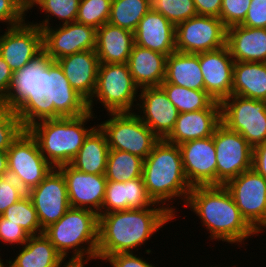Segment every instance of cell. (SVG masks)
<instances>
[{
	"mask_svg": "<svg viewBox=\"0 0 266 267\" xmlns=\"http://www.w3.org/2000/svg\"><path fill=\"white\" fill-rule=\"evenodd\" d=\"M160 86L179 113L207 109L214 102L205 90H193L170 83H161Z\"/></svg>",
	"mask_w": 266,
	"mask_h": 267,
	"instance_id": "35",
	"label": "cell"
},
{
	"mask_svg": "<svg viewBox=\"0 0 266 267\" xmlns=\"http://www.w3.org/2000/svg\"><path fill=\"white\" fill-rule=\"evenodd\" d=\"M155 204L148 195L143 178L126 182L107 181L99 215L128 209L149 208Z\"/></svg>",
	"mask_w": 266,
	"mask_h": 267,
	"instance_id": "23",
	"label": "cell"
},
{
	"mask_svg": "<svg viewBox=\"0 0 266 267\" xmlns=\"http://www.w3.org/2000/svg\"><path fill=\"white\" fill-rule=\"evenodd\" d=\"M6 265H7V263H6V264L3 263V260H2L1 257H0V267H6Z\"/></svg>",
	"mask_w": 266,
	"mask_h": 267,
	"instance_id": "50",
	"label": "cell"
},
{
	"mask_svg": "<svg viewBox=\"0 0 266 267\" xmlns=\"http://www.w3.org/2000/svg\"><path fill=\"white\" fill-rule=\"evenodd\" d=\"M242 26L266 28V0H251Z\"/></svg>",
	"mask_w": 266,
	"mask_h": 267,
	"instance_id": "44",
	"label": "cell"
},
{
	"mask_svg": "<svg viewBox=\"0 0 266 267\" xmlns=\"http://www.w3.org/2000/svg\"><path fill=\"white\" fill-rule=\"evenodd\" d=\"M204 90L214 101L222 102L232 95L234 60L226 46L198 53Z\"/></svg>",
	"mask_w": 266,
	"mask_h": 267,
	"instance_id": "20",
	"label": "cell"
},
{
	"mask_svg": "<svg viewBox=\"0 0 266 267\" xmlns=\"http://www.w3.org/2000/svg\"><path fill=\"white\" fill-rule=\"evenodd\" d=\"M139 90L141 93L138 100L141 104H136V109L140 112L137 116L159 139H165L173 130L178 118L177 108L161 86L144 87Z\"/></svg>",
	"mask_w": 266,
	"mask_h": 267,
	"instance_id": "19",
	"label": "cell"
},
{
	"mask_svg": "<svg viewBox=\"0 0 266 267\" xmlns=\"http://www.w3.org/2000/svg\"><path fill=\"white\" fill-rule=\"evenodd\" d=\"M27 195L31 198L41 228L57 222L71 207L63 174L53 168Z\"/></svg>",
	"mask_w": 266,
	"mask_h": 267,
	"instance_id": "16",
	"label": "cell"
},
{
	"mask_svg": "<svg viewBox=\"0 0 266 267\" xmlns=\"http://www.w3.org/2000/svg\"><path fill=\"white\" fill-rule=\"evenodd\" d=\"M27 6L32 0H22Z\"/></svg>",
	"mask_w": 266,
	"mask_h": 267,
	"instance_id": "51",
	"label": "cell"
},
{
	"mask_svg": "<svg viewBox=\"0 0 266 267\" xmlns=\"http://www.w3.org/2000/svg\"><path fill=\"white\" fill-rule=\"evenodd\" d=\"M37 96L12 72L0 55V103L28 106Z\"/></svg>",
	"mask_w": 266,
	"mask_h": 267,
	"instance_id": "32",
	"label": "cell"
},
{
	"mask_svg": "<svg viewBox=\"0 0 266 267\" xmlns=\"http://www.w3.org/2000/svg\"><path fill=\"white\" fill-rule=\"evenodd\" d=\"M251 0H222L219 18L226 28L241 25L246 18Z\"/></svg>",
	"mask_w": 266,
	"mask_h": 267,
	"instance_id": "40",
	"label": "cell"
},
{
	"mask_svg": "<svg viewBox=\"0 0 266 267\" xmlns=\"http://www.w3.org/2000/svg\"><path fill=\"white\" fill-rule=\"evenodd\" d=\"M66 263L63 264L61 267H85V263H88V261L85 260H66Z\"/></svg>",
	"mask_w": 266,
	"mask_h": 267,
	"instance_id": "49",
	"label": "cell"
},
{
	"mask_svg": "<svg viewBox=\"0 0 266 267\" xmlns=\"http://www.w3.org/2000/svg\"><path fill=\"white\" fill-rule=\"evenodd\" d=\"M226 45L235 62L266 63V28H227Z\"/></svg>",
	"mask_w": 266,
	"mask_h": 267,
	"instance_id": "24",
	"label": "cell"
},
{
	"mask_svg": "<svg viewBox=\"0 0 266 267\" xmlns=\"http://www.w3.org/2000/svg\"><path fill=\"white\" fill-rule=\"evenodd\" d=\"M182 164L189 184L216 185V149L213 136L195 139L178 145Z\"/></svg>",
	"mask_w": 266,
	"mask_h": 267,
	"instance_id": "18",
	"label": "cell"
},
{
	"mask_svg": "<svg viewBox=\"0 0 266 267\" xmlns=\"http://www.w3.org/2000/svg\"><path fill=\"white\" fill-rule=\"evenodd\" d=\"M137 256L134 253H118L107 256L104 261H108L112 267H155Z\"/></svg>",
	"mask_w": 266,
	"mask_h": 267,
	"instance_id": "45",
	"label": "cell"
},
{
	"mask_svg": "<svg viewBox=\"0 0 266 267\" xmlns=\"http://www.w3.org/2000/svg\"><path fill=\"white\" fill-rule=\"evenodd\" d=\"M98 126L105 133L109 149L129 152L145 159L160 140L135 112L109 113Z\"/></svg>",
	"mask_w": 266,
	"mask_h": 267,
	"instance_id": "9",
	"label": "cell"
},
{
	"mask_svg": "<svg viewBox=\"0 0 266 267\" xmlns=\"http://www.w3.org/2000/svg\"><path fill=\"white\" fill-rule=\"evenodd\" d=\"M221 123V103L214 101L207 109L179 113L166 141L180 145L185 142L211 137Z\"/></svg>",
	"mask_w": 266,
	"mask_h": 267,
	"instance_id": "21",
	"label": "cell"
},
{
	"mask_svg": "<svg viewBox=\"0 0 266 267\" xmlns=\"http://www.w3.org/2000/svg\"><path fill=\"white\" fill-rule=\"evenodd\" d=\"M4 218L20 225L30 236L43 233L31 198L26 194L2 214Z\"/></svg>",
	"mask_w": 266,
	"mask_h": 267,
	"instance_id": "36",
	"label": "cell"
},
{
	"mask_svg": "<svg viewBox=\"0 0 266 267\" xmlns=\"http://www.w3.org/2000/svg\"><path fill=\"white\" fill-rule=\"evenodd\" d=\"M144 159L129 152L109 149L105 177L107 181L126 182L142 177Z\"/></svg>",
	"mask_w": 266,
	"mask_h": 267,
	"instance_id": "31",
	"label": "cell"
},
{
	"mask_svg": "<svg viewBox=\"0 0 266 267\" xmlns=\"http://www.w3.org/2000/svg\"><path fill=\"white\" fill-rule=\"evenodd\" d=\"M94 114L83 107L50 106L36 99L27 106L26 129L44 158L58 168L72 162L96 128L85 127L86 121L96 118Z\"/></svg>",
	"mask_w": 266,
	"mask_h": 267,
	"instance_id": "1",
	"label": "cell"
},
{
	"mask_svg": "<svg viewBox=\"0 0 266 267\" xmlns=\"http://www.w3.org/2000/svg\"><path fill=\"white\" fill-rule=\"evenodd\" d=\"M221 122L254 148L266 141V100L231 95L221 102Z\"/></svg>",
	"mask_w": 266,
	"mask_h": 267,
	"instance_id": "12",
	"label": "cell"
},
{
	"mask_svg": "<svg viewBox=\"0 0 266 267\" xmlns=\"http://www.w3.org/2000/svg\"><path fill=\"white\" fill-rule=\"evenodd\" d=\"M29 234L18 224H14L10 220H7L2 215H0V240L3 243L12 245H24Z\"/></svg>",
	"mask_w": 266,
	"mask_h": 267,
	"instance_id": "43",
	"label": "cell"
},
{
	"mask_svg": "<svg viewBox=\"0 0 266 267\" xmlns=\"http://www.w3.org/2000/svg\"><path fill=\"white\" fill-rule=\"evenodd\" d=\"M14 260H6L7 267H61L64 257L44 235L29 236Z\"/></svg>",
	"mask_w": 266,
	"mask_h": 267,
	"instance_id": "27",
	"label": "cell"
},
{
	"mask_svg": "<svg viewBox=\"0 0 266 267\" xmlns=\"http://www.w3.org/2000/svg\"><path fill=\"white\" fill-rule=\"evenodd\" d=\"M27 193L15 179L7 175L0 177V215L14 203H17Z\"/></svg>",
	"mask_w": 266,
	"mask_h": 267,
	"instance_id": "42",
	"label": "cell"
},
{
	"mask_svg": "<svg viewBox=\"0 0 266 267\" xmlns=\"http://www.w3.org/2000/svg\"><path fill=\"white\" fill-rule=\"evenodd\" d=\"M224 186L247 223L257 233L263 232L266 228V179L251 168Z\"/></svg>",
	"mask_w": 266,
	"mask_h": 267,
	"instance_id": "13",
	"label": "cell"
},
{
	"mask_svg": "<svg viewBox=\"0 0 266 267\" xmlns=\"http://www.w3.org/2000/svg\"><path fill=\"white\" fill-rule=\"evenodd\" d=\"M252 168L266 179V141L253 148Z\"/></svg>",
	"mask_w": 266,
	"mask_h": 267,
	"instance_id": "47",
	"label": "cell"
},
{
	"mask_svg": "<svg viewBox=\"0 0 266 267\" xmlns=\"http://www.w3.org/2000/svg\"><path fill=\"white\" fill-rule=\"evenodd\" d=\"M112 0H80L75 22L96 29L108 22Z\"/></svg>",
	"mask_w": 266,
	"mask_h": 267,
	"instance_id": "38",
	"label": "cell"
},
{
	"mask_svg": "<svg viewBox=\"0 0 266 267\" xmlns=\"http://www.w3.org/2000/svg\"><path fill=\"white\" fill-rule=\"evenodd\" d=\"M66 182L70 206L100 214L105 197V174H90L76 170L70 164L57 168Z\"/></svg>",
	"mask_w": 266,
	"mask_h": 267,
	"instance_id": "17",
	"label": "cell"
},
{
	"mask_svg": "<svg viewBox=\"0 0 266 267\" xmlns=\"http://www.w3.org/2000/svg\"><path fill=\"white\" fill-rule=\"evenodd\" d=\"M27 11V5L22 0H0V21L8 23V28L26 22Z\"/></svg>",
	"mask_w": 266,
	"mask_h": 267,
	"instance_id": "41",
	"label": "cell"
},
{
	"mask_svg": "<svg viewBox=\"0 0 266 267\" xmlns=\"http://www.w3.org/2000/svg\"><path fill=\"white\" fill-rule=\"evenodd\" d=\"M27 106L0 103V150L7 151L26 128Z\"/></svg>",
	"mask_w": 266,
	"mask_h": 267,
	"instance_id": "34",
	"label": "cell"
},
{
	"mask_svg": "<svg viewBox=\"0 0 266 267\" xmlns=\"http://www.w3.org/2000/svg\"><path fill=\"white\" fill-rule=\"evenodd\" d=\"M46 18L42 23L33 22L43 32V61L48 69L56 60L86 50H95L97 29L78 22L50 26ZM53 27V28H52Z\"/></svg>",
	"mask_w": 266,
	"mask_h": 267,
	"instance_id": "10",
	"label": "cell"
},
{
	"mask_svg": "<svg viewBox=\"0 0 266 267\" xmlns=\"http://www.w3.org/2000/svg\"><path fill=\"white\" fill-rule=\"evenodd\" d=\"M162 83L175 84L193 90H204L198 53L174 51L168 55L165 79Z\"/></svg>",
	"mask_w": 266,
	"mask_h": 267,
	"instance_id": "28",
	"label": "cell"
},
{
	"mask_svg": "<svg viewBox=\"0 0 266 267\" xmlns=\"http://www.w3.org/2000/svg\"><path fill=\"white\" fill-rule=\"evenodd\" d=\"M99 58L86 50L56 60L48 69L37 99L50 106L83 107L93 96Z\"/></svg>",
	"mask_w": 266,
	"mask_h": 267,
	"instance_id": "3",
	"label": "cell"
},
{
	"mask_svg": "<svg viewBox=\"0 0 266 267\" xmlns=\"http://www.w3.org/2000/svg\"><path fill=\"white\" fill-rule=\"evenodd\" d=\"M185 205L199 216L211 240L244 244L246 238L259 235L242 217L224 185L193 186Z\"/></svg>",
	"mask_w": 266,
	"mask_h": 267,
	"instance_id": "4",
	"label": "cell"
},
{
	"mask_svg": "<svg viewBox=\"0 0 266 267\" xmlns=\"http://www.w3.org/2000/svg\"><path fill=\"white\" fill-rule=\"evenodd\" d=\"M79 4L80 0H32L27 6V10L38 5L46 13L45 15L48 13L46 17L51 14L61 20L63 25L75 22Z\"/></svg>",
	"mask_w": 266,
	"mask_h": 267,
	"instance_id": "39",
	"label": "cell"
},
{
	"mask_svg": "<svg viewBox=\"0 0 266 267\" xmlns=\"http://www.w3.org/2000/svg\"><path fill=\"white\" fill-rule=\"evenodd\" d=\"M199 16H220L222 0H193Z\"/></svg>",
	"mask_w": 266,
	"mask_h": 267,
	"instance_id": "46",
	"label": "cell"
},
{
	"mask_svg": "<svg viewBox=\"0 0 266 267\" xmlns=\"http://www.w3.org/2000/svg\"><path fill=\"white\" fill-rule=\"evenodd\" d=\"M150 9L162 14L174 26L197 16L193 0H150Z\"/></svg>",
	"mask_w": 266,
	"mask_h": 267,
	"instance_id": "37",
	"label": "cell"
},
{
	"mask_svg": "<svg viewBox=\"0 0 266 267\" xmlns=\"http://www.w3.org/2000/svg\"><path fill=\"white\" fill-rule=\"evenodd\" d=\"M212 136L217 161L216 185H224L252 168L253 147L240 133L221 122Z\"/></svg>",
	"mask_w": 266,
	"mask_h": 267,
	"instance_id": "14",
	"label": "cell"
},
{
	"mask_svg": "<svg viewBox=\"0 0 266 267\" xmlns=\"http://www.w3.org/2000/svg\"><path fill=\"white\" fill-rule=\"evenodd\" d=\"M166 61V55L134 44L127 64L135 84L141 89L161 85Z\"/></svg>",
	"mask_w": 266,
	"mask_h": 267,
	"instance_id": "26",
	"label": "cell"
},
{
	"mask_svg": "<svg viewBox=\"0 0 266 267\" xmlns=\"http://www.w3.org/2000/svg\"><path fill=\"white\" fill-rule=\"evenodd\" d=\"M169 206V204L162 206L155 203L149 208L128 209L98 215L96 259L103 261L107 256L133 253L132 250L139 249L136 247L144 245L164 224L176 218V210Z\"/></svg>",
	"mask_w": 266,
	"mask_h": 267,
	"instance_id": "2",
	"label": "cell"
},
{
	"mask_svg": "<svg viewBox=\"0 0 266 267\" xmlns=\"http://www.w3.org/2000/svg\"><path fill=\"white\" fill-rule=\"evenodd\" d=\"M134 44L132 31L109 22L97 29L95 51L100 64L127 63Z\"/></svg>",
	"mask_w": 266,
	"mask_h": 267,
	"instance_id": "25",
	"label": "cell"
},
{
	"mask_svg": "<svg viewBox=\"0 0 266 267\" xmlns=\"http://www.w3.org/2000/svg\"><path fill=\"white\" fill-rule=\"evenodd\" d=\"M8 175L28 193L54 168L42 155L36 139L25 128L7 150Z\"/></svg>",
	"mask_w": 266,
	"mask_h": 267,
	"instance_id": "11",
	"label": "cell"
},
{
	"mask_svg": "<svg viewBox=\"0 0 266 267\" xmlns=\"http://www.w3.org/2000/svg\"><path fill=\"white\" fill-rule=\"evenodd\" d=\"M149 10L150 0H112L108 22L134 33Z\"/></svg>",
	"mask_w": 266,
	"mask_h": 267,
	"instance_id": "33",
	"label": "cell"
},
{
	"mask_svg": "<svg viewBox=\"0 0 266 267\" xmlns=\"http://www.w3.org/2000/svg\"><path fill=\"white\" fill-rule=\"evenodd\" d=\"M142 178L148 195L164 206L176 197L186 204L192 186L183 169L179 146L160 139L144 159Z\"/></svg>",
	"mask_w": 266,
	"mask_h": 267,
	"instance_id": "6",
	"label": "cell"
},
{
	"mask_svg": "<svg viewBox=\"0 0 266 267\" xmlns=\"http://www.w3.org/2000/svg\"><path fill=\"white\" fill-rule=\"evenodd\" d=\"M138 89L127 63L100 64L95 92L83 108L93 112V100L97 98L109 113L133 112Z\"/></svg>",
	"mask_w": 266,
	"mask_h": 267,
	"instance_id": "8",
	"label": "cell"
},
{
	"mask_svg": "<svg viewBox=\"0 0 266 267\" xmlns=\"http://www.w3.org/2000/svg\"><path fill=\"white\" fill-rule=\"evenodd\" d=\"M0 55L12 72L38 96L47 76L42 29L31 22L7 27L0 36Z\"/></svg>",
	"mask_w": 266,
	"mask_h": 267,
	"instance_id": "5",
	"label": "cell"
},
{
	"mask_svg": "<svg viewBox=\"0 0 266 267\" xmlns=\"http://www.w3.org/2000/svg\"><path fill=\"white\" fill-rule=\"evenodd\" d=\"M232 95L266 100V63L234 62Z\"/></svg>",
	"mask_w": 266,
	"mask_h": 267,
	"instance_id": "29",
	"label": "cell"
},
{
	"mask_svg": "<svg viewBox=\"0 0 266 267\" xmlns=\"http://www.w3.org/2000/svg\"><path fill=\"white\" fill-rule=\"evenodd\" d=\"M98 227L99 216L95 212L70 207L57 222L45 228L43 233L64 259L73 250L69 260L96 261Z\"/></svg>",
	"mask_w": 266,
	"mask_h": 267,
	"instance_id": "7",
	"label": "cell"
},
{
	"mask_svg": "<svg viewBox=\"0 0 266 267\" xmlns=\"http://www.w3.org/2000/svg\"><path fill=\"white\" fill-rule=\"evenodd\" d=\"M8 175V155L7 151L0 150V177Z\"/></svg>",
	"mask_w": 266,
	"mask_h": 267,
	"instance_id": "48",
	"label": "cell"
},
{
	"mask_svg": "<svg viewBox=\"0 0 266 267\" xmlns=\"http://www.w3.org/2000/svg\"><path fill=\"white\" fill-rule=\"evenodd\" d=\"M109 145L105 133L96 126L88 135L70 165L90 174H105Z\"/></svg>",
	"mask_w": 266,
	"mask_h": 267,
	"instance_id": "30",
	"label": "cell"
},
{
	"mask_svg": "<svg viewBox=\"0 0 266 267\" xmlns=\"http://www.w3.org/2000/svg\"><path fill=\"white\" fill-rule=\"evenodd\" d=\"M135 44L166 56L176 51L175 26L159 12L149 10L134 32Z\"/></svg>",
	"mask_w": 266,
	"mask_h": 267,
	"instance_id": "22",
	"label": "cell"
},
{
	"mask_svg": "<svg viewBox=\"0 0 266 267\" xmlns=\"http://www.w3.org/2000/svg\"><path fill=\"white\" fill-rule=\"evenodd\" d=\"M227 28L220 18L195 16L175 26L176 51L201 53L226 46Z\"/></svg>",
	"mask_w": 266,
	"mask_h": 267,
	"instance_id": "15",
	"label": "cell"
}]
</instances>
